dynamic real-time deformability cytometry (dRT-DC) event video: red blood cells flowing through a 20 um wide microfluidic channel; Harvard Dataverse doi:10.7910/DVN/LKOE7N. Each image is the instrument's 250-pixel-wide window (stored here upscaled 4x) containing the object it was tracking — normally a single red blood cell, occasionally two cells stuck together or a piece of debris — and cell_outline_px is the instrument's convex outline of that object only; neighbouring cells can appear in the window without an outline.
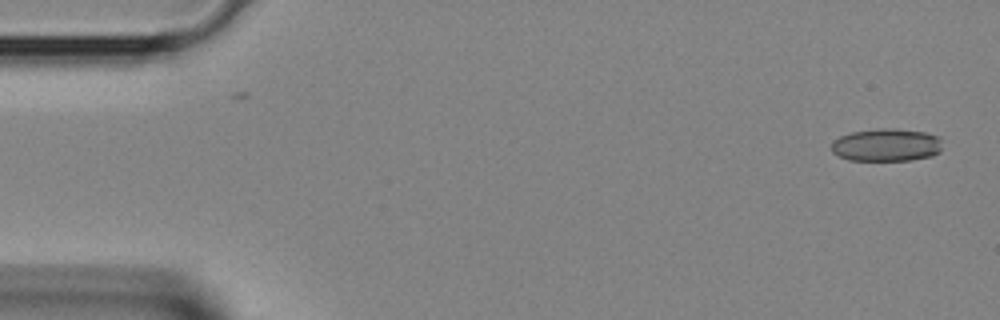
{"species": "Egyptian fruit bat (a non-hibernating species)", "species_latin": "Rousettus aegyptiacus", "temperature_condition": "room temperature", "stored_images_in_passage": 28, "camera_frame_rate_fps": 3000, "um_per_image_px": 0.085, "animal": {"sex": "female"}, "frame": {"image": 1, "passage_image": 1, "time_ms": 0.0, "image_size_px": [1000, 320], "cell_outline_px": [[940, 152], [932, 156], [912, 160], [848, 160], [832, 152], [832, 140], [840, 136], [852, 132], [876, 128], [896, 128], [924, 132], [940, 136]], "centroid_in_image_um": [75.34, 12.31], "position_along_channel_um": 9.7, "area_um2": 21.33}}
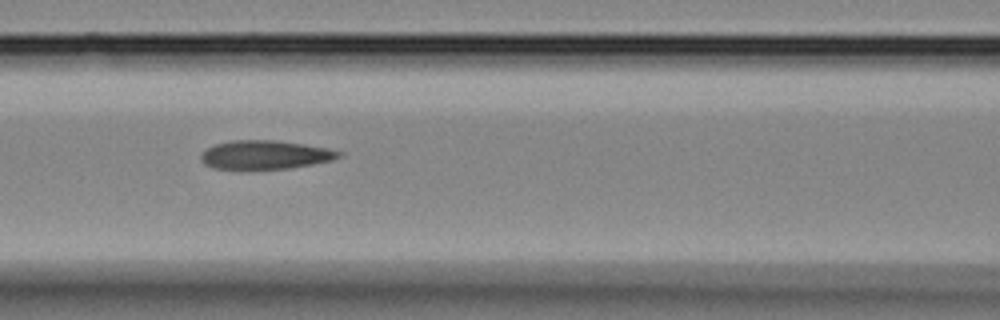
{"frame": {"image": 2, "passage_image": 16, "time_ms": 5.0, "image_size_px": [1000, 320], "cell_outline_px": [[344, 152], [340, 156], [332, 160], [292, 168], [212, 168], [204, 164], [200, 160], [200, 156], [208, 148], [216, 144], [232, 140], [276, 140], [304, 144]], "centroid_in_image_um": [22.53, 13.15], "position_along_channel_um": 144.1, "area_um2": 22.72}}
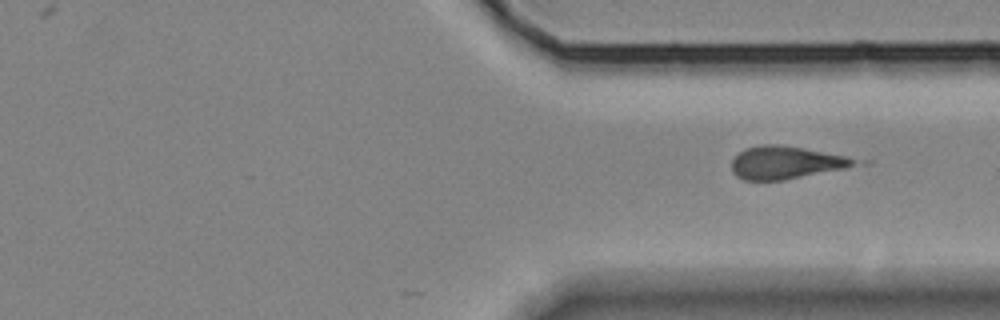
{"frame": {"image": 3, "passage_image": 28, "time_ms": 9.0, "image_size_px": [1000, 320], "cell_outline_px": [[852, 164], [844, 168], [784, 180], [744, 180], [736, 176], [732, 172], [732, 160], [744, 148], [760, 144], [776, 144], [804, 148], [844, 156], [852, 160]], "centroid_in_image_um": [66.64, 13.81], "position_along_channel_um": 344.8, "area_um2": 22.89}}